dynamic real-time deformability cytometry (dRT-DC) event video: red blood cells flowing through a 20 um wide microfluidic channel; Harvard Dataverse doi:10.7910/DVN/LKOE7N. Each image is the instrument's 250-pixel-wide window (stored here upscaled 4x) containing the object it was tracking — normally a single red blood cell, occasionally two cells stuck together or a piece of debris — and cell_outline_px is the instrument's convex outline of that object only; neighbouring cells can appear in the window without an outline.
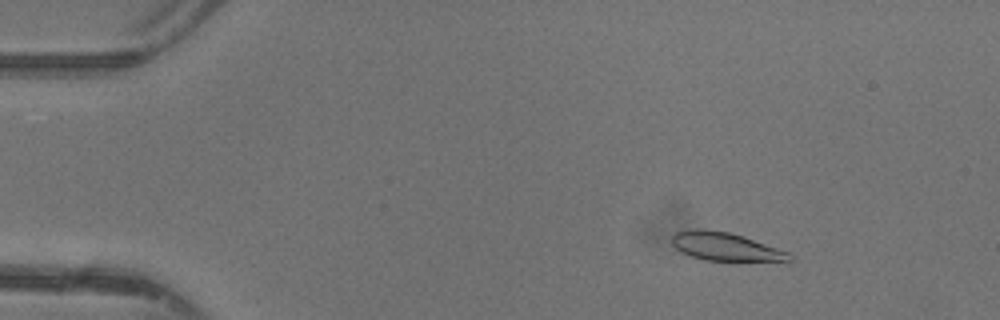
{"species": "common noctule bat (a hibernating species)", "species_latin": "Nyctalus noctula", "temperature_condition": "warm", "stored_images_in_passage": 47, "camera_frame_rate_fps": 3000, "um_per_image_px": 0.085, "animal": {"sex": "female"}, "frame": {"image": 1, "passage_image": 6, "time_ms": 1.667, "image_size_px": [1000, 320], "cell_outline_px": [[792, 260], [704, 260], [692, 256], [676, 248], [672, 244], [672, 236], [676, 232], [692, 228], [700, 228], [728, 232], [744, 236], [788, 252], [792, 256]], "centroid_in_image_um": [61.61, 20.93], "position_along_channel_um": 23.4, "area_um2": 18.9}}
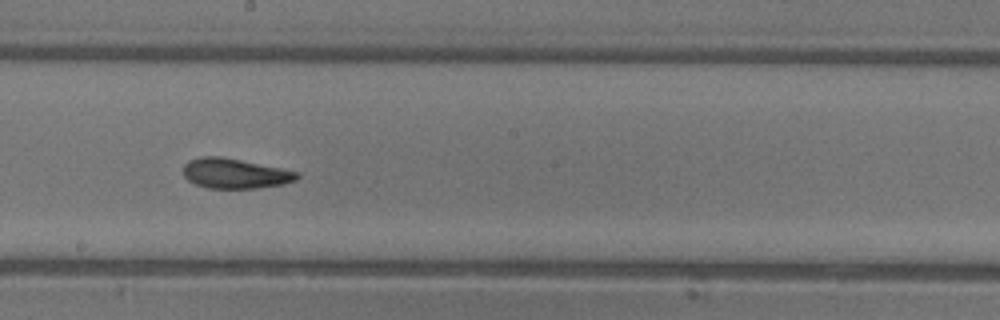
{"frame": {"image": 2, "passage_image": 26, "time_ms": 8.333, "image_size_px": [1000, 320], "cell_outline_px": [[300, 176], [296, 180], [284, 184], [256, 188], [208, 188], [196, 184], [188, 180], [184, 176], [184, 164], [188, 160], [200, 156], [220, 156], [300, 172]], "centroid_in_image_um": [19.97, 14.74], "position_along_channel_um": 228.2, "area_um2": 19.83}}
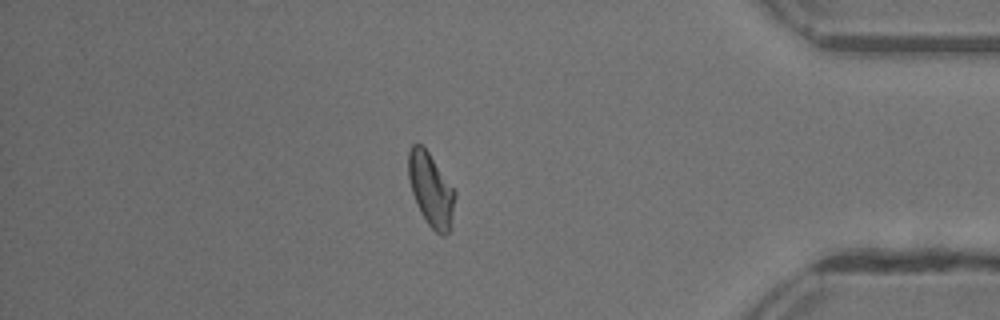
{"frame": {"image": 3, "passage_image": 40, "time_ms": 13.0, "image_size_px": [1000, 320], "cell_outline_px": [[456, 196], [452, 228], [444, 236], [440, 236], [428, 224], [420, 212], [416, 204], [412, 192], [408, 176], [408, 152], [412, 144], [420, 144], [428, 152], [456, 192]], "centroid_in_image_um": [36.64, 16.17], "position_along_channel_um": 398.6, "area_um2": 20.0}, "authors_computed_cell_mechanics": {"area_um2": 19.7676, "velocity_mm_per_s": 4.3938, "shape_relaxation_time_tau1_ms": 6.0051, "shape_relaxation_time_tau2_ms": 2.3164, "deformation_change_tau1": 0.2166, "deformation_change_tau2": 0.0887}}